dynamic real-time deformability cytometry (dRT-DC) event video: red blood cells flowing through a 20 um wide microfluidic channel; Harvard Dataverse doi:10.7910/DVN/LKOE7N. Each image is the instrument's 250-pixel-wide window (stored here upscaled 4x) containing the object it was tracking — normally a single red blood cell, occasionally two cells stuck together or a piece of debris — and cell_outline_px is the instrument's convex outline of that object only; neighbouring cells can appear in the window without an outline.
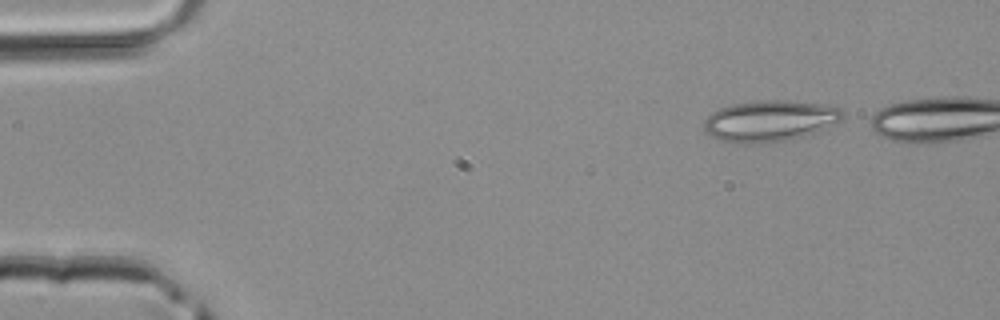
{"species": "common noctule bat (a hibernating species)", "species_latin": "Nyctalus noctula", "temperature_condition": "room temperature", "stored_images_in_passage": 4, "camera_frame_rate_fps": 3000, "um_per_image_px": 0.085, "animal": {"sex": "male", "body_mass_g": 20.4}, "frame": {"image": 1, "passage_image": 1, "time_ms": 0.0, "image_size_px": [1000, 320], "cell_outline_px": [[844, 116], [840, 120], [804, 136], [792, 140], [756, 144], [744, 144], [720, 140], [712, 136], [704, 128], [704, 120], [712, 112], [720, 108], [732, 104], [756, 100], [788, 100], [824, 104], [840, 108], [844, 112]], "centroid_in_image_um": [65.42, 10.27], "position_along_channel_um": 19.6, "area_um2": 33.29}}
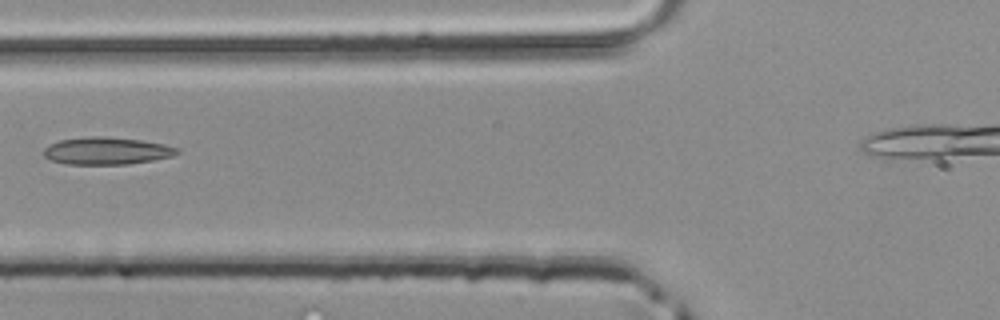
{"frame": {"image": 2, "passage_image": 4, "time_ms": 1.0, "image_size_px": [1000, 320], "cell_outline_px": [[180, 152], [172, 156], [152, 160], [128, 164], [64, 164], [48, 160], [44, 156], [44, 148], [60, 140], [88, 136], [104, 136], [140, 140], [164, 144], [176, 148]], "centroid_in_image_um": [9.03, 12.83], "position_along_channel_um": 116.8, "area_um2": 21.15}}